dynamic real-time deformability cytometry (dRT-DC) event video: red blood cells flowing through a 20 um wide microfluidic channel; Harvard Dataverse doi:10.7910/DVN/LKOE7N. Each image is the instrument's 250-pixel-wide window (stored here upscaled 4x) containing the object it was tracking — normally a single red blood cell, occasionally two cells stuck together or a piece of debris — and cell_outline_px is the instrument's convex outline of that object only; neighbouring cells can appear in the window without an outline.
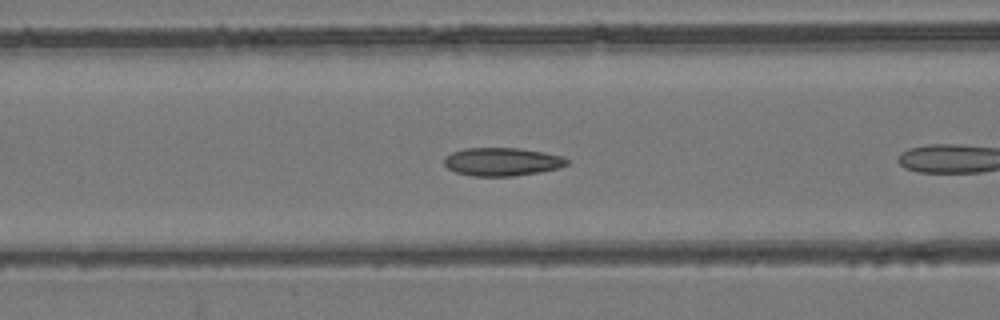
{"species": "common noctule bat (a hibernating species)", "species_latin": "Nyctalus noctula", "temperature_condition": "room temperature", "stored_images_in_passage": 7, "camera_frame_rate_fps": 3000, "um_per_image_px": 0.085, "animal": {"sex": "female", "body_mass_g": 24.6, "forearm_length_mm": 56.2}, "frame": {"image": 1, "passage_image": 6, "time_ms": 1.667, "image_size_px": [1000, 320], "cell_outline_px": [[568, 164], [560, 168], [540, 172], [512, 176], [472, 176], [456, 172], [448, 168], [444, 164], [444, 156], [452, 152], [464, 148], [520, 148], [544, 152], [564, 156], [568, 160]], "centroid_in_image_um": [42.69, 13.74], "position_along_channel_um": 123.9, "area_um2": 20.35}}